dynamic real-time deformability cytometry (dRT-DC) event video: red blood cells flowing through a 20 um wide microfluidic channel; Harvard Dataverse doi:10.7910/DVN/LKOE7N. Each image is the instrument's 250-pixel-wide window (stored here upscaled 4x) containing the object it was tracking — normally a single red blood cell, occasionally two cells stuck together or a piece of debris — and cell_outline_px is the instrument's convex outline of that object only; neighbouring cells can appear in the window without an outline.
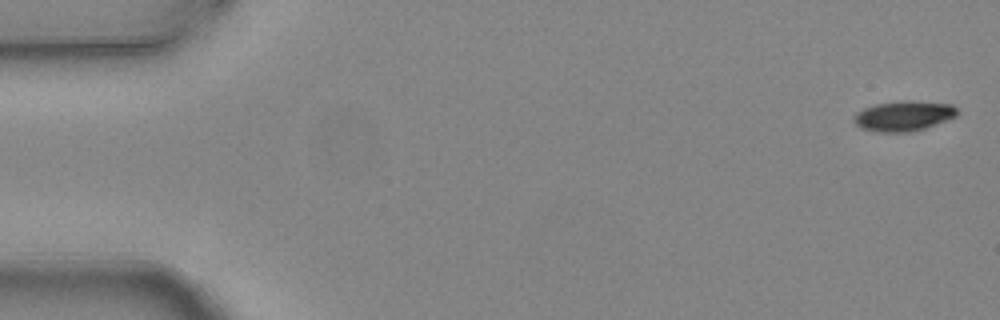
{"species": "common noctule bat (a hibernating species)", "species_latin": "Nyctalus noctula", "temperature_condition": "warm", "stored_images_in_passage": 4, "camera_frame_rate_fps": 3000, "um_per_image_px": 0.085, "animal": {"sex": "female", "body_mass_g": 24.6, "forearm_length_mm": 56.2}, "frame": {"image": 1, "passage_image": 1, "time_ms": 0.0, "image_size_px": [1000, 320], "cell_outline_px": [[960, 112], [956, 116], [936, 124], [924, 128], [908, 132], [876, 132], [860, 128], [852, 120], [852, 116], [856, 112], [864, 108], [876, 104], [908, 100], [952, 104]], "centroid_in_image_um": [76.78, 9.85], "position_along_channel_um": 8.2, "area_um2": 18.21}}